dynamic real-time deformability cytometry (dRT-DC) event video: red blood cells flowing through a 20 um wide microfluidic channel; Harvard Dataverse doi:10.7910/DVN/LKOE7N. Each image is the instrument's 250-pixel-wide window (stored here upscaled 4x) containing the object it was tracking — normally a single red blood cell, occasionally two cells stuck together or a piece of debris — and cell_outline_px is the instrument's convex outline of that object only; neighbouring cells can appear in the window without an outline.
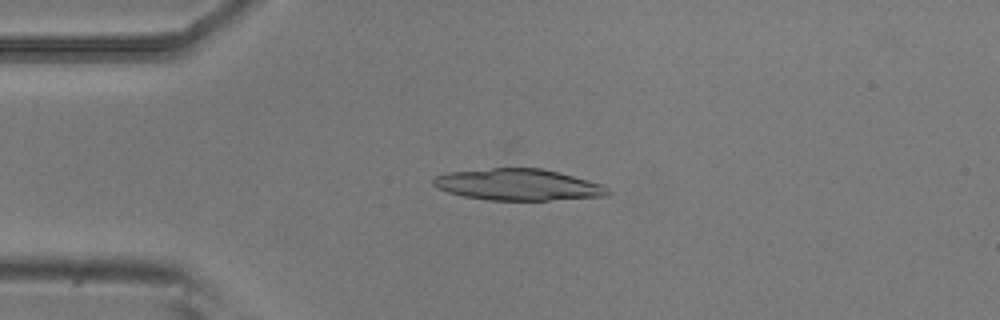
{"species": "common noctule bat (a hibernating species)", "species_latin": "Nyctalus noctula", "temperature_condition": "room temperature", "stored_images_in_passage": 51, "camera_frame_rate_fps": 3000, "um_per_image_px": 0.085, "animal": {"sex": "male", "body_mass_g": 20.5, "forearm_length_mm": 52.5}, "frame": {"image": 1, "passage_image": 10, "time_ms": 3.0, "image_size_px": [1000, 320], "cell_outline_px": [[612, 192], [608, 196], [548, 200], [488, 200], [464, 196], [448, 192], [432, 184], [432, 180], [436, 176], [448, 172], [492, 168], [540, 168], [604, 184]], "centroid_in_image_um": [44.07, 15.7], "position_along_channel_um": 40.9, "area_um2": 31.85}}